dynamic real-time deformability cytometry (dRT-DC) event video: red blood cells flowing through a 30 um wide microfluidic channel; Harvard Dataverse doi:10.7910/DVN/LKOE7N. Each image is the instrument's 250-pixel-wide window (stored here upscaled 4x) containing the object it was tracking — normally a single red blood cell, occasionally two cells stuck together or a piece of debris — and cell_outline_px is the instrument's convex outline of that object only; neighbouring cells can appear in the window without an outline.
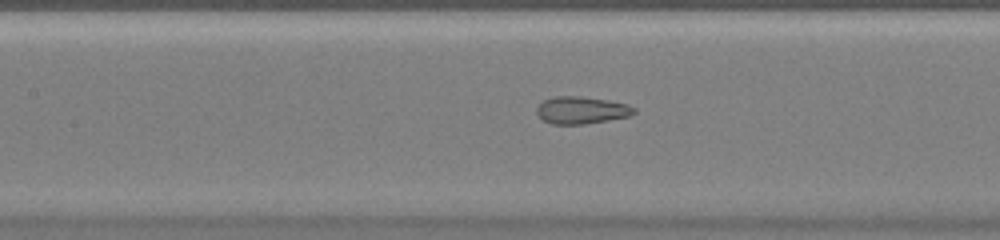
{"species": "common noctule bat (a hibernating species)", "species_latin": "Nyctalus noctula", "temperature_condition": "warm", "stored_images_in_passage": 53, "camera_frame_rate_fps": 3000, "um_per_image_px": 0.085, "animal": {"sex": "female", "body_mass_g": 20.0, "forearm_length_mm": 54.0}, "frame": {"image": 1, "passage_image": 25, "time_ms": 8.0, "image_size_px": [1000, 240], "cell_outline_px": [[636, 112], [628, 116], [608, 120], [584, 124], [552, 124], [544, 120], [536, 112], [536, 108], [544, 100], [556, 96], [580, 96], [608, 100], [628, 104], [636, 108]], "centroid_in_image_um": [49.44, 9.36], "position_along_channel_um": 158.0, "area_um2": 15.37}}
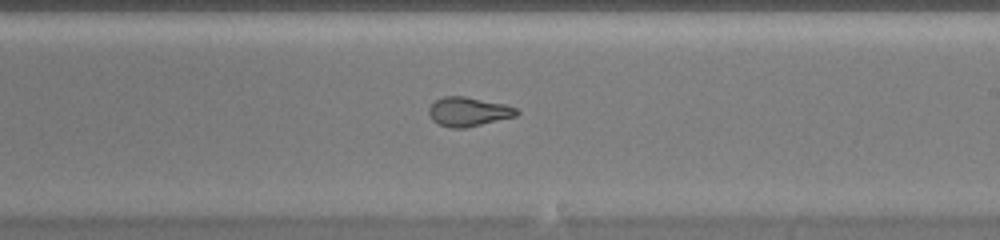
{"frame": {"image": 2, "passage_image": 32, "time_ms": 10.333, "image_size_px": [1000, 240], "cell_outline_px": [[520, 112], [516, 116], [464, 128], [452, 128], [440, 124], [432, 120], [428, 112], [428, 108], [436, 100], [444, 96], [464, 96], [504, 104], [516, 108]], "centroid_in_image_um": [39.8, 9.49], "position_along_channel_um": 249.2, "area_um2": 14.74}}
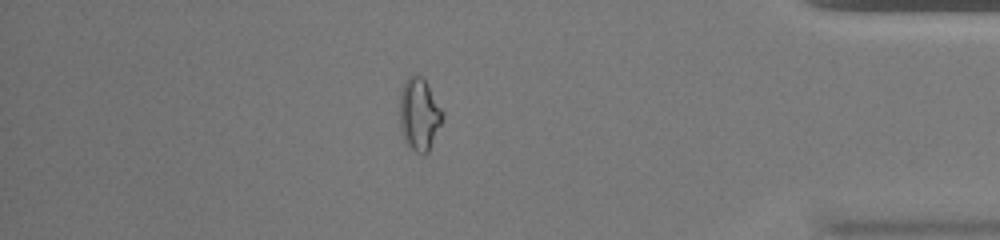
{"frame": {"image": 3, "passage_image": 46, "time_ms": 15.0, "image_size_px": [1000, 240], "cell_outline_px": [[444, 116], [428, 152], [416, 152], [404, 140], [400, 128], [400, 92], [408, 76], [420, 76], [428, 84], [444, 112]], "centroid_in_image_um": [35.64, 9.7], "position_along_channel_um": 399.6, "area_um2": 17.8}, "authors_computed_cell_mechanics": {"area_um2": 18.207, "velocity_mm_per_s": 3.911, "shape_relaxation_time_tau1_ms": null, "shape_relaxation_time_tau2_ms": 0.9797, "deformation_change_tau1": null, "deformation_change_tau2": 0.0816}}